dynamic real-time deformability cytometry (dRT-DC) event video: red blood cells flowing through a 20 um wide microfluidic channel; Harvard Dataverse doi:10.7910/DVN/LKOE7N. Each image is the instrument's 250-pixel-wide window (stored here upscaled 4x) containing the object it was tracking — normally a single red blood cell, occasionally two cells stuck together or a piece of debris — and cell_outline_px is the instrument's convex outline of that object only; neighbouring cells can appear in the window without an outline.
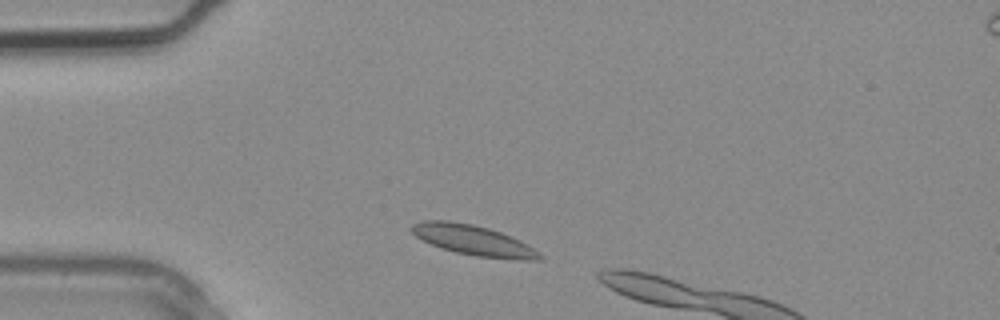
{"species": "common noctule bat (a hibernating species)", "species_latin": "Nyctalus noctula", "temperature_condition": "warm", "stored_images_in_passage": 2, "camera_frame_rate_fps": 3000, "um_per_image_px": 0.085, "animal": {"sex": "male", "body_mass_g": 20.4}, "frame": {"image": 1, "passage_image": 1, "time_ms": 0.0, "image_size_px": [1000, 320], "cell_outline_px": [[544, 256], [540, 260], [516, 260], [476, 256], [456, 252], [440, 248], [416, 236], [408, 228], [412, 224], [424, 220], [448, 220], [472, 224], [488, 228], [512, 236], [520, 240]], "centroid_in_image_um": [40.23, 20.42], "position_along_channel_um": 44.8, "area_um2": 22.54}}